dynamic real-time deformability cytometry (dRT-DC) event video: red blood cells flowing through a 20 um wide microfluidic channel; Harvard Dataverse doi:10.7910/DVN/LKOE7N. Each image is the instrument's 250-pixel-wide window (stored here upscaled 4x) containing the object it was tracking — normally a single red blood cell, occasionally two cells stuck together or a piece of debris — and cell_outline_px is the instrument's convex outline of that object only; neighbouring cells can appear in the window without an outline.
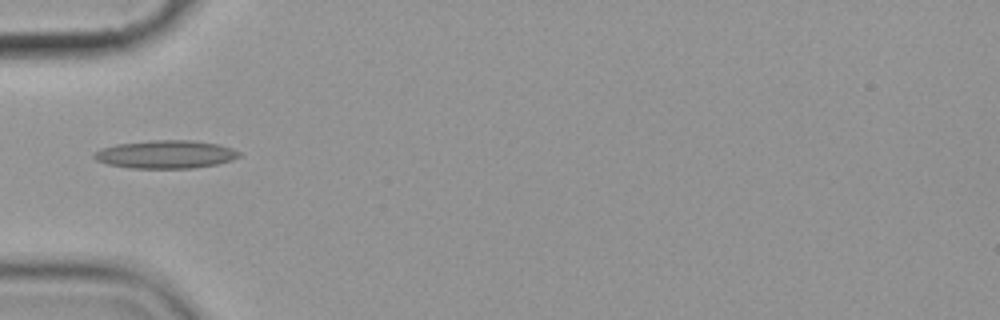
{"species": "common noctule bat (a hibernating species)", "species_latin": "Nyctalus noctula", "temperature_condition": "cold", "stored_images_in_passage": 5, "camera_frame_rate_fps": 3000, "um_per_image_px": 0.085, "animal": {"sex": "female", "body_mass_g": 19.9}, "frame": {"image": 1, "passage_image": 1, "time_ms": 0.0, "image_size_px": [1000, 320], "cell_outline_px": [[240, 156], [232, 160], [216, 164], [192, 168], [128, 168], [108, 164], [96, 160], [92, 156], [100, 148], [116, 144], [152, 140], [192, 140], [216, 144], [232, 148], [240, 152]], "centroid_in_image_um": [14.06, 13.12], "position_along_channel_um": 70.9, "area_um2": 23.7}}
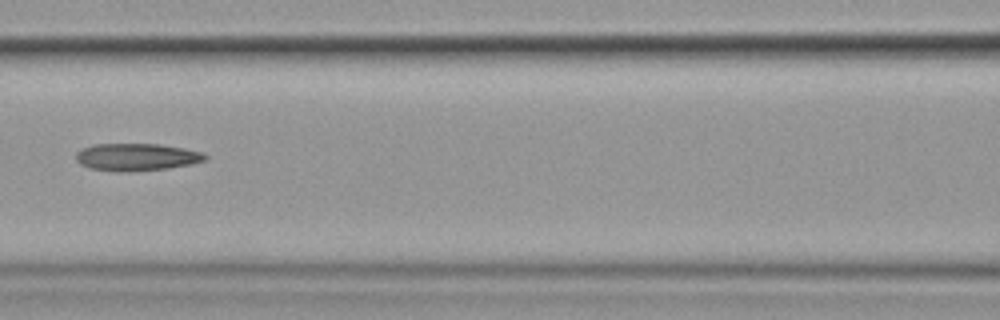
{"frame": {"image": 2, "passage_image": 3, "time_ms": 2.333, "image_size_px": [1000, 320], "cell_outline_px": [[208, 156], [204, 160], [192, 164], [168, 168], [120, 172], [116, 172], [88, 168], [80, 164], [76, 160], [76, 152], [92, 144], [160, 144], [184, 148], [200, 152]], "centroid_in_image_um": [11.57, 13.35], "position_along_channel_um": 155.0, "area_um2": 20.58}}
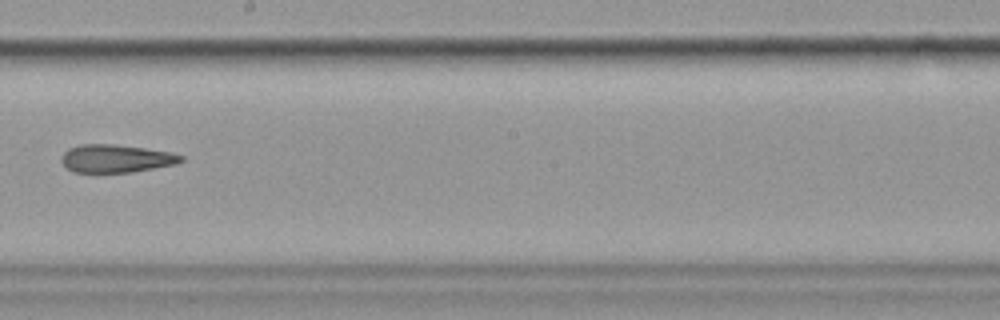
{"frame": {"image": 3, "passage_image": 5, "time_ms": 4.667, "image_size_px": [1000, 320], "cell_outline_px": [[184, 160], [176, 164], [132, 172], [72, 172], [60, 160], [60, 156], [68, 148], [80, 144], [112, 144], [144, 148], [172, 152], [184, 156]], "centroid_in_image_um": [9.86, 13.47], "position_along_channel_um": 238.3, "area_um2": 19.54}}